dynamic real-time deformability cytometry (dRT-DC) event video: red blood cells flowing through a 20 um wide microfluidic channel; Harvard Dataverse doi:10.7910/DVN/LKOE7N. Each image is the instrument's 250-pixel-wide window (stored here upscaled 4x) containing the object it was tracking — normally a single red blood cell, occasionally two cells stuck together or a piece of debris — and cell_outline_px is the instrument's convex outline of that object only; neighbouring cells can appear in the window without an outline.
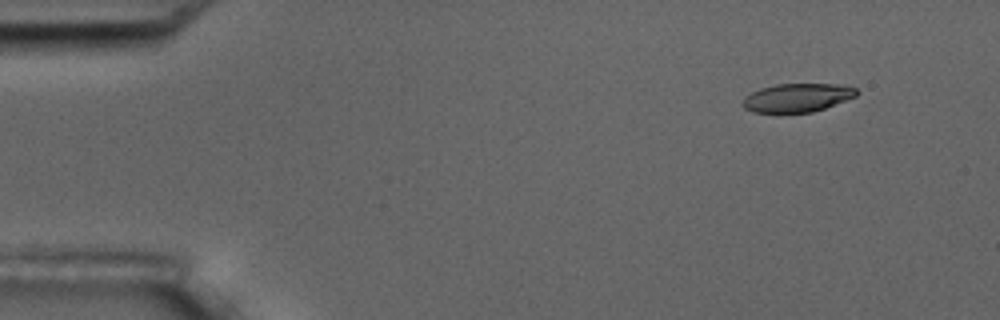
{"species": "common noctule bat (a hibernating species)", "species_latin": "Nyctalus noctula", "temperature_condition": "room temperature", "stored_images_in_passage": 6, "segment_of_instrument_passage": [2, 2], "camera_frame_rate_fps": 3000, "um_per_image_px": 0.085, "animal": {"sex": "male", "body_mass_g": 17.5, "forearm_length_mm": 52.3}, "frame": {"image": 1, "passage_image": 6, "time_ms": 6.0, "image_size_px": [1000, 320], "cell_outline_px": [[860, 92], [856, 96], [824, 108], [812, 112], [752, 112], [744, 108], [744, 100], [752, 92], [760, 88], [776, 84], [840, 84], [856, 88]], "centroid_in_image_um": [67.81, 8.29], "position_along_channel_um": 17.2, "area_um2": 18.67}}